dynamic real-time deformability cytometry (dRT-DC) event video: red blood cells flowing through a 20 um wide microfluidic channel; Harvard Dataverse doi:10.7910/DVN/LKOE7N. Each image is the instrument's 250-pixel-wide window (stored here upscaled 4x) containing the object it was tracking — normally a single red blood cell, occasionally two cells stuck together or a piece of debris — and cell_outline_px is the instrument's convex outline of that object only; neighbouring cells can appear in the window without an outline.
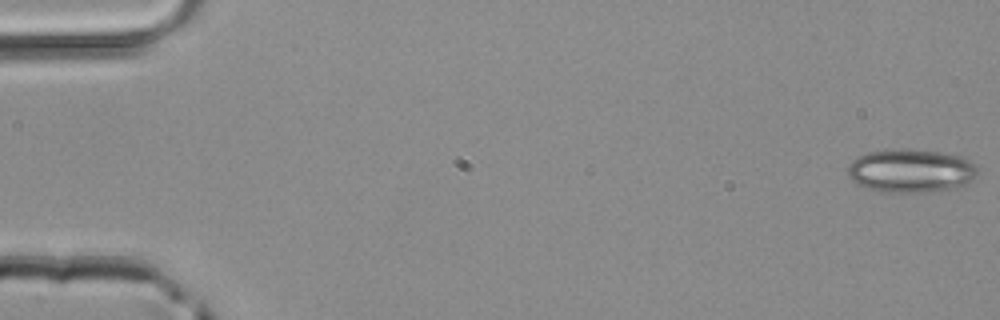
{"species": "common noctule bat (a hibernating species)", "species_latin": "Nyctalus noctula", "temperature_condition": "room temperature", "stored_images_in_passage": 9, "camera_frame_rate_fps": 3000, "um_per_image_px": 0.085, "animal": {"sex": "male", "body_mass_g": 20.4}, "frame": {"image": 1, "passage_image": 1, "time_ms": 0.0, "image_size_px": [1000, 320], "cell_outline_px": [[976, 176], [960, 188], [924, 192], [884, 192], [868, 188], [852, 180], [848, 176], [848, 164], [856, 156], [868, 152], [884, 148], [908, 148], [936, 152], [960, 156], [976, 164]], "centroid_in_image_um": [77.4, 14.5], "position_along_channel_um": 7.6, "area_um2": 33.18}}